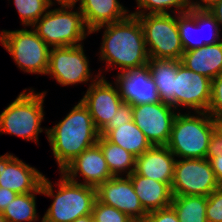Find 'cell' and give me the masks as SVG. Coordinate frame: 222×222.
<instances>
[{
  "label": "cell",
  "mask_w": 222,
  "mask_h": 222,
  "mask_svg": "<svg viewBox=\"0 0 222 222\" xmlns=\"http://www.w3.org/2000/svg\"><path fill=\"white\" fill-rule=\"evenodd\" d=\"M100 47V60L109 67L118 66L120 71L140 68L148 64L144 33L139 19L130 15L119 22L99 26L91 31L95 33L103 29Z\"/></svg>",
  "instance_id": "1"
},
{
  "label": "cell",
  "mask_w": 222,
  "mask_h": 222,
  "mask_svg": "<svg viewBox=\"0 0 222 222\" xmlns=\"http://www.w3.org/2000/svg\"><path fill=\"white\" fill-rule=\"evenodd\" d=\"M44 129L60 172L84 150L95 145L100 136L81 100L63 120L50 129Z\"/></svg>",
  "instance_id": "2"
},
{
  "label": "cell",
  "mask_w": 222,
  "mask_h": 222,
  "mask_svg": "<svg viewBox=\"0 0 222 222\" xmlns=\"http://www.w3.org/2000/svg\"><path fill=\"white\" fill-rule=\"evenodd\" d=\"M60 174V180L55 183L59 187L57 193H54L53 184L48 178L44 176L42 180V195L54 199L42 222H73L78 217L92 214L96 188L73 182L63 173Z\"/></svg>",
  "instance_id": "3"
},
{
  "label": "cell",
  "mask_w": 222,
  "mask_h": 222,
  "mask_svg": "<svg viewBox=\"0 0 222 222\" xmlns=\"http://www.w3.org/2000/svg\"><path fill=\"white\" fill-rule=\"evenodd\" d=\"M190 113L178 112L166 146L178 158H206L210 137L219 123L208 112Z\"/></svg>",
  "instance_id": "4"
},
{
  "label": "cell",
  "mask_w": 222,
  "mask_h": 222,
  "mask_svg": "<svg viewBox=\"0 0 222 222\" xmlns=\"http://www.w3.org/2000/svg\"><path fill=\"white\" fill-rule=\"evenodd\" d=\"M60 5L59 8L48 9L31 28L51 48L81 45L80 42L91 31L87 28L80 9L72 11L75 4Z\"/></svg>",
  "instance_id": "5"
},
{
  "label": "cell",
  "mask_w": 222,
  "mask_h": 222,
  "mask_svg": "<svg viewBox=\"0 0 222 222\" xmlns=\"http://www.w3.org/2000/svg\"><path fill=\"white\" fill-rule=\"evenodd\" d=\"M21 92L0 114V134L19 136L38 143V135L43 132L44 99L46 92L35 93L34 89Z\"/></svg>",
  "instance_id": "6"
},
{
  "label": "cell",
  "mask_w": 222,
  "mask_h": 222,
  "mask_svg": "<svg viewBox=\"0 0 222 222\" xmlns=\"http://www.w3.org/2000/svg\"><path fill=\"white\" fill-rule=\"evenodd\" d=\"M136 16L142 26L149 58L181 60L184 49L177 26V14Z\"/></svg>",
  "instance_id": "7"
},
{
  "label": "cell",
  "mask_w": 222,
  "mask_h": 222,
  "mask_svg": "<svg viewBox=\"0 0 222 222\" xmlns=\"http://www.w3.org/2000/svg\"><path fill=\"white\" fill-rule=\"evenodd\" d=\"M0 42L22 71L47 74L50 47L34 30H2Z\"/></svg>",
  "instance_id": "8"
},
{
  "label": "cell",
  "mask_w": 222,
  "mask_h": 222,
  "mask_svg": "<svg viewBox=\"0 0 222 222\" xmlns=\"http://www.w3.org/2000/svg\"><path fill=\"white\" fill-rule=\"evenodd\" d=\"M211 162L206 158L176 159L171 184L173 196H209L218 188Z\"/></svg>",
  "instance_id": "9"
},
{
  "label": "cell",
  "mask_w": 222,
  "mask_h": 222,
  "mask_svg": "<svg viewBox=\"0 0 222 222\" xmlns=\"http://www.w3.org/2000/svg\"><path fill=\"white\" fill-rule=\"evenodd\" d=\"M89 60L85 56L83 45L50 48L49 67L46 75L53 77L62 86L78 83H94L100 73L92 78Z\"/></svg>",
  "instance_id": "10"
},
{
  "label": "cell",
  "mask_w": 222,
  "mask_h": 222,
  "mask_svg": "<svg viewBox=\"0 0 222 222\" xmlns=\"http://www.w3.org/2000/svg\"><path fill=\"white\" fill-rule=\"evenodd\" d=\"M133 121L154 145H167L173 122L178 114L168 103L159 102L132 106Z\"/></svg>",
  "instance_id": "11"
},
{
  "label": "cell",
  "mask_w": 222,
  "mask_h": 222,
  "mask_svg": "<svg viewBox=\"0 0 222 222\" xmlns=\"http://www.w3.org/2000/svg\"><path fill=\"white\" fill-rule=\"evenodd\" d=\"M212 80L178 64L174 85L175 109L188 107L194 112H207L211 98Z\"/></svg>",
  "instance_id": "12"
},
{
  "label": "cell",
  "mask_w": 222,
  "mask_h": 222,
  "mask_svg": "<svg viewBox=\"0 0 222 222\" xmlns=\"http://www.w3.org/2000/svg\"><path fill=\"white\" fill-rule=\"evenodd\" d=\"M96 199L127 214L135 222H144L147 212L134 191L129 176L112 177L96 188Z\"/></svg>",
  "instance_id": "13"
},
{
  "label": "cell",
  "mask_w": 222,
  "mask_h": 222,
  "mask_svg": "<svg viewBox=\"0 0 222 222\" xmlns=\"http://www.w3.org/2000/svg\"><path fill=\"white\" fill-rule=\"evenodd\" d=\"M89 85L80 100L88 108L94 125L100 132L113 119L123 101L116 84L114 87L103 75Z\"/></svg>",
  "instance_id": "14"
},
{
  "label": "cell",
  "mask_w": 222,
  "mask_h": 222,
  "mask_svg": "<svg viewBox=\"0 0 222 222\" xmlns=\"http://www.w3.org/2000/svg\"><path fill=\"white\" fill-rule=\"evenodd\" d=\"M115 79L123 102L132 106L161 102L148 65L125 69Z\"/></svg>",
  "instance_id": "15"
},
{
  "label": "cell",
  "mask_w": 222,
  "mask_h": 222,
  "mask_svg": "<svg viewBox=\"0 0 222 222\" xmlns=\"http://www.w3.org/2000/svg\"><path fill=\"white\" fill-rule=\"evenodd\" d=\"M177 26L184 51L222 41L220 39L219 24L208 9L191 7L187 12L177 14ZM203 26L210 27L209 29L212 31L211 35L205 39L201 37L200 39L195 38L194 34L201 31L204 28Z\"/></svg>",
  "instance_id": "16"
},
{
  "label": "cell",
  "mask_w": 222,
  "mask_h": 222,
  "mask_svg": "<svg viewBox=\"0 0 222 222\" xmlns=\"http://www.w3.org/2000/svg\"><path fill=\"white\" fill-rule=\"evenodd\" d=\"M61 173L73 182L95 188L113 177L97 143L84 150ZM77 176H83L84 181L78 182Z\"/></svg>",
  "instance_id": "17"
},
{
  "label": "cell",
  "mask_w": 222,
  "mask_h": 222,
  "mask_svg": "<svg viewBox=\"0 0 222 222\" xmlns=\"http://www.w3.org/2000/svg\"><path fill=\"white\" fill-rule=\"evenodd\" d=\"M44 175L35 167H31L13 154L1 156L0 187L7 188L17 194L36 192Z\"/></svg>",
  "instance_id": "18"
},
{
  "label": "cell",
  "mask_w": 222,
  "mask_h": 222,
  "mask_svg": "<svg viewBox=\"0 0 222 222\" xmlns=\"http://www.w3.org/2000/svg\"><path fill=\"white\" fill-rule=\"evenodd\" d=\"M175 162V155L166 145H154L136 157L134 172L142 177L167 183L171 187Z\"/></svg>",
  "instance_id": "19"
},
{
  "label": "cell",
  "mask_w": 222,
  "mask_h": 222,
  "mask_svg": "<svg viewBox=\"0 0 222 222\" xmlns=\"http://www.w3.org/2000/svg\"><path fill=\"white\" fill-rule=\"evenodd\" d=\"M87 28L93 29L122 21L130 14L118 0H77Z\"/></svg>",
  "instance_id": "20"
},
{
  "label": "cell",
  "mask_w": 222,
  "mask_h": 222,
  "mask_svg": "<svg viewBox=\"0 0 222 222\" xmlns=\"http://www.w3.org/2000/svg\"><path fill=\"white\" fill-rule=\"evenodd\" d=\"M181 63L191 71L213 80L222 75V41L184 51Z\"/></svg>",
  "instance_id": "21"
},
{
  "label": "cell",
  "mask_w": 222,
  "mask_h": 222,
  "mask_svg": "<svg viewBox=\"0 0 222 222\" xmlns=\"http://www.w3.org/2000/svg\"><path fill=\"white\" fill-rule=\"evenodd\" d=\"M129 177L134 191L147 213L167 208L172 203L173 195L171 187L167 183L142 177L135 172H132Z\"/></svg>",
  "instance_id": "22"
},
{
  "label": "cell",
  "mask_w": 222,
  "mask_h": 222,
  "mask_svg": "<svg viewBox=\"0 0 222 222\" xmlns=\"http://www.w3.org/2000/svg\"><path fill=\"white\" fill-rule=\"evenodd\" d=\"M181 60L149 58L148 66L160 100L175 108L174 85L176 71Z\"/></svg>",
  "instance_id": "23"
},
{
  "label": "cell",
  "mask_w": 222,
  "mask_h": 222,
  "mask_svg": "<svg viewBox=\"0 0 222 222\" xmlns=\"http://www.w3.org/2000/svg\"><path fill=\"white\" fill-rule=\"evenodd\" d=\"M102 136L109 142L132 153L135 157L142 155L152 146L133 120L118 126L116 129L107 130Z\"/></svg>",
  "instance_id": "24"
},
{
  "label": "cell",
  "mask_w": 222,
  "mask_h": 222,
  "mask_svg": "<svg viewBox=\"0 0 222 222\" xmlns=\"http://www.w3.org/2000/svg\"><path fill=\"white\" fill-rule=\"evenodd\" d=\"M97 144L100 146L107 166L113 177L129 176L135 170L136 157L119 145L109 142L99 136ZM128 170V171H127ZM122 172H124L122 174Z\"/></svg>",
  "instance_id": "25"
},
{
  "label": "cell",
  "mask_w": 222,
  "mask_h": 222,
  "mask_svg": "<svg viewBox=\"0 0 222 222\" xmlns=\"http://www.w3.org/2000/svg\"><path fill=\"white\" fill-rule=\"evenodd\" d=\"M207 196H173L170 206L180 222H207Z\"/></svg>",
  "instance_id": "26"
},
{
  "label": "cell",
  "mask_w": 222,
  "mask_h": 222,
  "mask_svg": "<svg viewBox=\"0 0 222 222\" xmlns=\"http://www.w3.org/2000/svg\"><path fill=\"white\" fill-rule=\"evenodd\" d=\"M36 194H42L39 188L36 192L18 194L2 212L7 222H35L39 219L36 209Z\"/></svg>",
  "instance_id": "27"
},
{
  "label": "cell",
  "mask_w": 222,
  "mask_h": 222,
  "mask_svg": "<svg viewBox=\"0 0 222 222\" xmlns=\"http://www.w3.org/2000/svg\"><path fill=\"white\" fill-rule=\"evenodd\" d=\"M136 2L138 10L131 12L132 15L169 14L168 9L174 14H180L192 7L190 0H136Z\"/></svg>",
  "instance_id": "28"
},
{
  "label": "cell",
  "mask_w": 222,
  "mask_h": 222,
  "mask_svg": "<svg viewBox=\"0 0 222 222\" xmlns=\"http://www.w3.org/2000/svg\"><path fill=\"white\" fill-rule=\"evenodd\" d=\"M23 26L34 25L53 6L50 0H14Z\"/></svg>",
  "instance_id": "29"
},
{
  "label": "cell",
  "mask_w": 222,
  "mask_h": 222,
  "mask_svg": "<svg viewBox=\"0 0 222 222\" xmlns=\"http://www.w3.org/2000/svg\"><path fill=\"white\" fill-rule=\"evenodd\" d=\"M92 217L96 222H135L127 214L97 199L93 205Z\"/></svg>",
  "instance_id": "30"
},
{
  "label": "cell",
  "mask_w": 222,
  "mask_h": 222,
  "mask_svg": "<svg viewBox=\"0 0 222 222\" xmlns=\"http://www.w3.org/2000/svg\"><path fill=\"white\" fill-rule=\"evenodd\" d=\"M218 123L222 121V75L211 82V98L207 111Z\"/></svg>",
  "instance_id": "31"
},
{
  "label": "cell",
  "mask_w": 222,
  "mask_h": 222,
  "mask_svg": "<svg viewBox=\"0 0 222 222\" xmlns=\"http://www.w3.org/2000/svg\"><path fill=\"white\" fill-rule=\"evenodd\" d=\"M206 218L207 222H222V186L208 196Z\"/></svg>",
  "instance_id": "32"
},
{
  "label": "cell",
  "mask_w": 222,
  "mask_h": 222,
  "mask_svg": "<svg viewBox=\"0 0 222 222\" xmlns=\"http://www.w3.org/2000/svg\"><path fill=\"white\" fill-rule=\"evenodd\" d=\"M133 120L132 105L129 103L122 102L117 109L113 119L99 132L102 136L107 130L116 129L118 126L130 122Z\"/></svg>",
  "instance_id": "33"
},
{
  "label": "cell",
  "mask_w": 222,
  "mask_h": 222,
  "mask_svg": "<svg viewBox=\"0 0 222 222\" xmlns=\"http://www.w3.org/2000/svg\"><path fill=\"white\" fill-rule=\"evenodd\" d=\"M220 155H222V126L218 124L210 137L206 159L211 161Z\"/></svg>",
  "instance_id": "34"
},
{
  "label": "cell",
  "mask_w": 222,
  "mask_h": 222,
  "mask_svg": "<svg viewBox=\"0 0 222 222\" xmlns=\"http://www.w3.org/2000/svg\"><path fill=\"white\" fill-rule=\"evenodd\" d=\"M144 222H180L174 209L167 208L151 211L147 214Z\"/></svg>",
  "instance_id": "35"
},
{
  "label": "cell",
  "mask_w": 222,
  "mask_h": 222,
  "mask_svg": "<svg viewBox=\"0 0 222 222\" xmlns=\"http://www.w3.org/2000/svg\"><path fill=\"white\" fill-rule=\"evenodd\" d=\"M18 194L7 189L0 187V212H3L7 205L15 199Z\"/></svg>",
  "instance_id": "36"
},
{
  "label": "cell",
  "mask_w": 222,
  "mask_h": 222,
  "mask_svg": "<svg viewBox=\"0 0 222 222\" xmlns=\"http://www.w3.org/2000/svg\"><path fill=\"white\" fill-rule=\"evenodd\" d=\"M212 169L214 171L217 183L222 186V155L213 158L211 161Z\"/></svg>",
  "instance_id": "37"
},
{
  "label": "cell",
  "mask_w": 222,
  "mask_h": 222,
  "mask_svg": "<svg viewBox=\"0 0 222 222\" xmlns=\"http://www.w3.org/2000/svg\"><path fill=\"white\" fill-rule=\"evenodd\" d=\"M210 13L215 17L217 20L219 27L222 26V0H219L215 4H213L211 7L208 8Z\"/></svg>",
  "instance_id": "38"
},
{
  "label": "cell",
  "mask_w": 222,
  "mask_h": 222,
  "mask_svg": "<svg viewBox=\"0 0 222 222\" xmlns=\"http://www.w3.org/2000/svg\"><path fill=\"white\" fill-rule=\"evenodd\" d=\"M200 1L194 2L192 0L191 6L194 8H197V9H208L209 7H211L213 4H215L219 0H200Z\"/></svg>",
  "instance_id": "39"
},
{
  "label": "cell",
  "mask_w": 222,
  "mask_h": 222,
  "mask_svg": "<svg viewBox=\"0 0 222 222\" xmlns=\"http://www.w3.org/2000/svg\"><path fill=\"white\" fill-rule=\"evenodd\" d=\"M73 222H93V217L92 214L90 215H85L82 217H78L75 221Z\"/></svg>",
  "instance_id": "40"
},
{
  "label": "cell",
  "mask_w": 222,
  "mask_h": 222,
  "mask_svg": "<svg viewBox=\"0 0 222 222\" xmlns=\"http://www.w3.org/2000/svg\"><path fill=\"white\" fill-rule=\"evenodd\" d=\"M53 4L54 2L50 0ZM55 2L57 1L58 4H75L77 3V0H54Z\"/></svg>",
  "instance_id": "41"
},
{
  "label": "cell",
  "mask_w": 222,
  "mask_h": 222,
  "mask_svg": "<svg viewBox=\"0 0 222 222\" xmlns=\"http://www.w3.org/2000/svg\"><path fill=\"white\" fill-rule=\"evenodd\" d=\"M0 222H7L2 212H0Z\"/></svg>",
  "instance_id": "42"
}]
</instances>
